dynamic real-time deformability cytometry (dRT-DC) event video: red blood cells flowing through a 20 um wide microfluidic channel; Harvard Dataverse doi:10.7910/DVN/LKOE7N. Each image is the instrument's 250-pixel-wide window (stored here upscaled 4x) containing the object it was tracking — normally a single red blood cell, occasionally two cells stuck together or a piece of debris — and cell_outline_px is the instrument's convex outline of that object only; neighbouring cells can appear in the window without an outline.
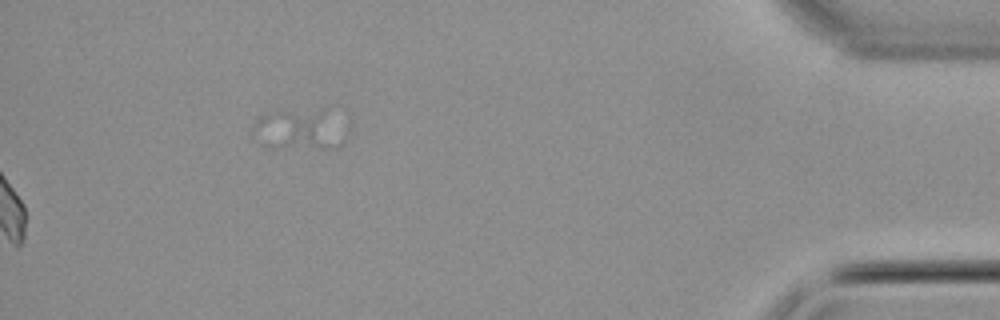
{"species": "common noctule bat (a hibernating species)", "species_latin": "Nyctalus noctula", "temperature_condition": "cold", "stored_images_in_passage": 51, "segment_of_instrument_passage": [2, 2], "camera_frame_rate_fps": 3000, "um_per_image_px": 0.085, "animal": {"sex": "male", "body_mass_g": 21.5, "forearm_length_mm": 52.0}, "frame": {"image": 1, "passage_image": 51, "time_ms": 16.667, "image_size_px": [1000, 320], "cell_outline_px": [[344, 144], [332, 148], [272, 148], [252, 140], [280, 112], [320, 112], [344, 140]], "centroid_in_image_um": [25.46, 11.21], "position_along_channel_um": 409.7, "area_um2": 17.92}}